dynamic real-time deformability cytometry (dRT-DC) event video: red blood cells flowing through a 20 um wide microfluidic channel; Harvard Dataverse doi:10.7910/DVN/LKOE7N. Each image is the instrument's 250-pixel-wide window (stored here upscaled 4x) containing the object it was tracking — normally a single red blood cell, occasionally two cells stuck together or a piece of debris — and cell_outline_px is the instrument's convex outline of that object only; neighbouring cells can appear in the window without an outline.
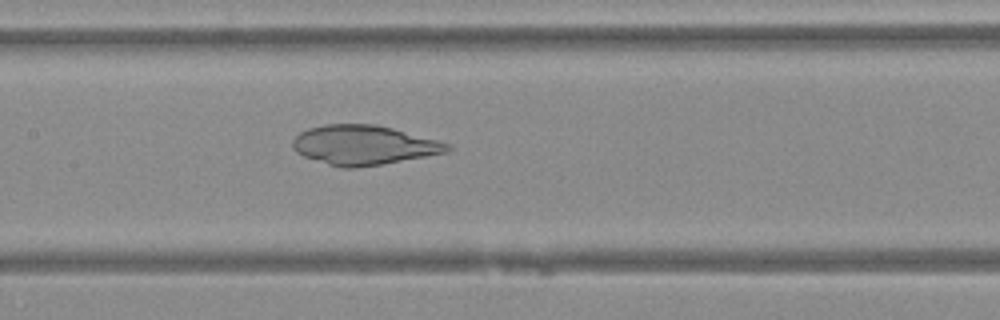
{"species": "Egyptian fruit bat (a non-hibernating species)", "species_latin": "Rousettus aegyptiacus", "temperature_condition": "warm", "stored_images_in_passage": 46, "camera_frame_rate_fps": 3000, "um_per_image_px": 0.085, "animal": {"sex": "female"}, "frame": {"image": 1, "passage_image": 21, "time_ms": 6.667, "image_size_px": [1000, 320], "cell_outline_px": [[452, 148], [448, 152], [380, 164], [356, 168], [340, 168], [304, 156], [296, 152], [292, 148], [292, 140], [300, 132], [308, 128], [324, 124], [376, 124], [392, 128], [452, 144]], "centroid_in_image_um": [30.9, 12.32], "position_along_channel_um": 176.5, "area_um2": 35.49}}
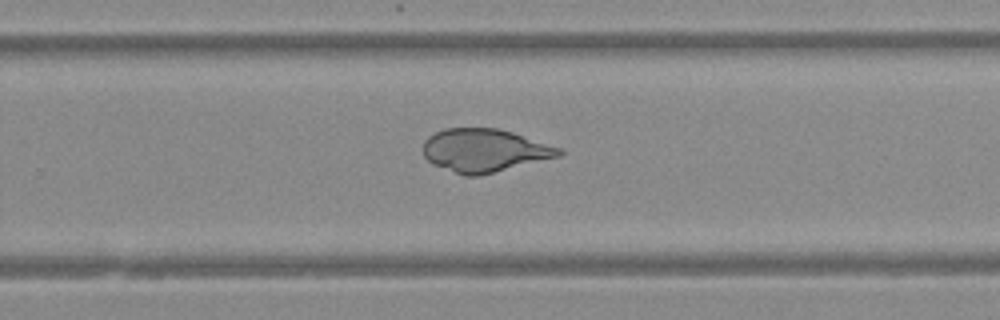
{"frame": {"image": 2, "passage_image": 29, "time_ms": 9.333, "image_size_px": [1000, 320], "cell_outline_px": [[564, 152], [560, 156], [480, 176], [464, 176], [432, 164], [424, 156], [424, 140], [428, 136], [444, 128], [496, 128], [512, 132], [564, 148]], "centroid_in_image_um": [41.2, 12.79], "position_along_channel_um": 288.6, "area_um2": 34.33}}
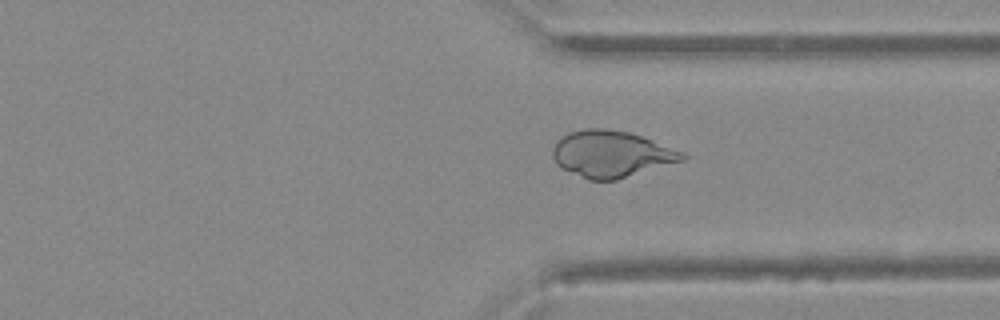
{"frame": {"image": 3, "passage_image": 34, "time_ms": 11.0, "image_size_px": [1000, 320], "cell_outline_px": [[688, 156], [684, 160], [616, 180], [588, 180], [556, 164], [552, 156], [552, 148], [568, 132], [584, 128], [604, 128], [628, 132], [640, 136], [684, 152]], "centroid_in_image_um": [51.96, 13.09], "position_along_channel_um": 359.4, "area_um2": 34.8}}